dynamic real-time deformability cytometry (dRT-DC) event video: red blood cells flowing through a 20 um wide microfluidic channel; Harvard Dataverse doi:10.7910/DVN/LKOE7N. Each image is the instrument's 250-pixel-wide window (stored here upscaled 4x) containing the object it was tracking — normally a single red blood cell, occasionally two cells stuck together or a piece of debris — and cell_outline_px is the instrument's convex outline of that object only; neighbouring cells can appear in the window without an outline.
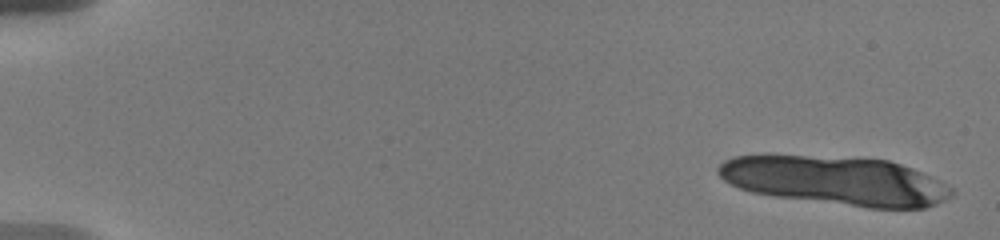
{"species": "human", "species_latin": "Homo sapiens", "temperature_condition": "warm", "stored_images_in_passage": 11, "camera_frame_rate_fps": 3000, "um_per_image_px": 0.085, "donor": {"sex": "male"}, "frame": {"image": 1, "passage_image": 2, "time_ms": 0.333, "image_size_px": [1000, 240], "cell_outline_px": [[956, 192], [952, 196], [936, 204], [924, 208], [868, 208], [772, 196], [752, 192], [740, 188], [724, 180], [716, 172], [716, 168], [724, 160], [736, 156], [804, 156], [888, 160], [912, 168], [952, 188]], "centroid_in_image_um": [71.02, 15.38], "position_along_channel_um": 14.0, "area_um2": 65.72}}